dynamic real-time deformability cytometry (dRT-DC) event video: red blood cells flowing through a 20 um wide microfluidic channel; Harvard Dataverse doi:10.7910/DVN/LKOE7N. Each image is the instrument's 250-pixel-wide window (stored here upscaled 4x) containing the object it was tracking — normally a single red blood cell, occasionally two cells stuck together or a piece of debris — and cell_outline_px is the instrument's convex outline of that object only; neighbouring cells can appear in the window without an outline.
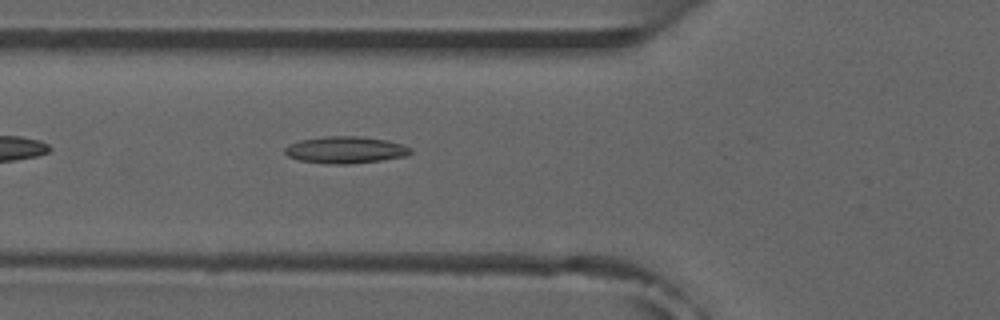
{"species": "common noctule bat (a hibernating species)", "species_latin": "Nyctalus noctula", "temperature_condition": "room temperature", "stored_images_in_passage": 5, "camera_frame_rate_fps": 3000, "um_per_image_px": 0.085, "animal": {"sex": "male", "forearm_length_mm": 52.5}, "frame": {"image": 1, "passage_image": 5, "time_ms": 5.667, "image_size_px": [1000, 320], "cell_outline_px": [[412, 152], [408, 156], [380, 160], [348, 164], [324, 164], [300, 160], [288, 156], [284, 152], [284, 148], [288, 144], [300, 140], [324, 136], [356, 136], [388, 140], [412, 148]], "centroid_in_image_um": [29.35, 12.74], "position_along_channel_um": 96.4, "area_um2": 19.77}}